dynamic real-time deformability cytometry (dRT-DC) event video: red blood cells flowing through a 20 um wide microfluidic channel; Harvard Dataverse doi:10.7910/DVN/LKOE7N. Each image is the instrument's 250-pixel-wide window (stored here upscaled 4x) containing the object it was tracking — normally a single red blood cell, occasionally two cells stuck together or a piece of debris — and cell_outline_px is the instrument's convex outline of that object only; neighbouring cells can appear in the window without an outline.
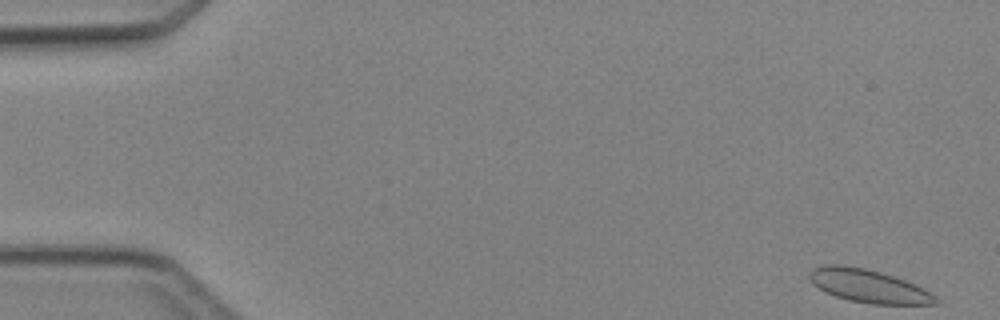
{"species": "Egyptian fruit bat (a non-hibernating species)", "species_latin": "Rousettus aegyptiacus", "temperature_condition": "cold", "stored_images_in_passage": 6, "camera_frame_rate_fps": 3000, "um_per_image_px": 0.085, "animal": {"sex": "female"}, "frame": {"image": 1, "passage_image": 1, "time_ms": 0.0, "image_size_px": [1000, 320], "cell_outline_px": [[940, 304], [872, 304], [848, 300], [824, 292], [812, 284], [808, 280], [808, 272], [812, 268], [824, 264], [840, 264], [864, 268], [880, 272], [916, 284], [924, 288], [936, 296], [940, 300]], "centroid_in_image_um": [73.79, 24.31], "position_along_channel_um": 11.2, "area_um2": 24.68}}
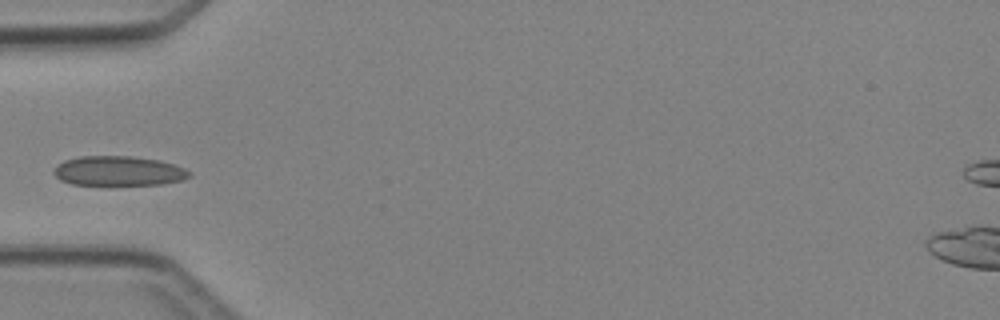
{"frame": {"image": 2, "passage_image": 5, "time_ms": 4.667, "image_size_px": [1000, 320], "cell_outline_px": [[192, 176], [184, 180], [160, 184], [72, 184], [60, 180], [52, 172], [52, 168], [56, 164], [64, 160], [80, 156], [132, 156], [160, 160], [184, 168], [192, 172]], "centroid_in_image_um": [10.06, 14.52], "position_along_channel_um": 74.9, "area_um2": 23.52}}
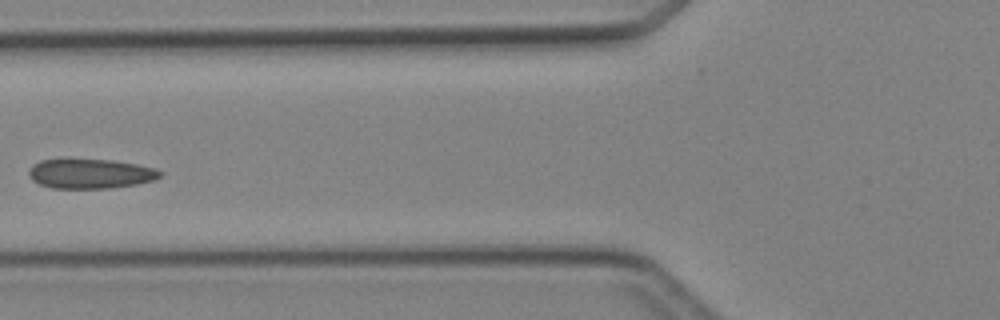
{"frame": {"image": 3, "passage_image": 6, "time_ms": 5.667, "image_size_px": [1000, 320], "cell_outline_px": [[164, 172], [156, 180], [136, 184], [108, 188], [52, 188], [40, 184], [32, 180], [28, 176], [28, 172], [32, 164], [40, 160], [112, 160], [136, 164], [156, 168]], "centroid_in_image_um": [7.7, 14.77], "position_along_channel_um": 118.1, "area_um2": 22.6}}